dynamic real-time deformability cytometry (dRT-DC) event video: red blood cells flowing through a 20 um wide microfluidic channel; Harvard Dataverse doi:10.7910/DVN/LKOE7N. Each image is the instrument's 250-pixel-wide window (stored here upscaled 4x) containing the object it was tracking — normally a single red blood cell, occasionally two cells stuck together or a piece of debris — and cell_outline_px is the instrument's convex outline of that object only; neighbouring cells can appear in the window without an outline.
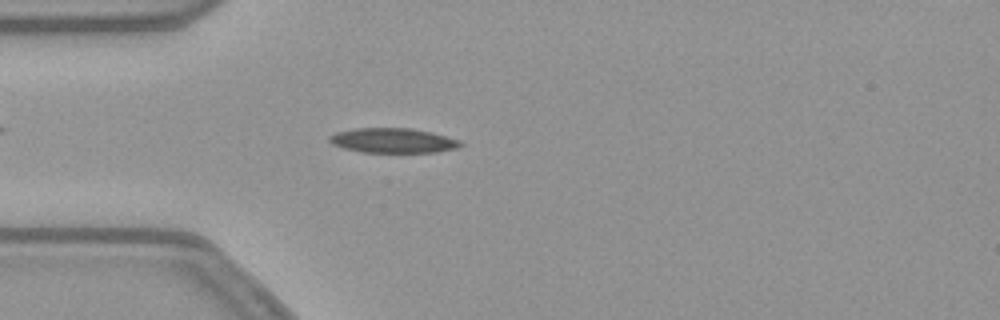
{"species": "common noctule bat (a hibernating species)", "species_latin": "Nyctalus noctula", "temperature_condition": "warm", "stored_images_in_passage": 53, "camera_frame_rate_fps": 3000, "um_per_image_px": 0.085, "animal": {"sex": "female", "body_mass_g": 21.9}, "frame": {"image": 1, "passage_image": 14, "time_ms": 4.333, "image_size_px": [1000, 320], "cell_outline_px": [[464, 144], [456, 148], [436, 152], [360, 152], [344, 148], [332, 144], [328, 140], [328, 136], [336, 132], [356, 128], [412, 128], [432, 132], [460, 140]], "centroid_in_image_um": [33.39, 11.94], "position_along_channel_um": 51.6, "area_um2": 18.96}}
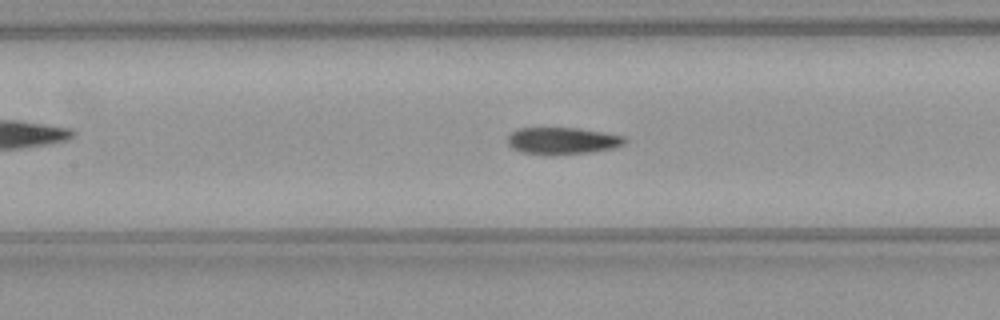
{"frame": {"image": 2, "passage_image": 23, "time_ms": 7.333, "image_size_px": [1000, 320], "cell_outline_px": [[628, 140], [624, 144], [612, 148], [592, 152], [552, 156], [520, 152], [512, 148], [508, 144], [508, 136], [512, 132], [520, 128], [580, 128], [604, 132], [624, 136]], "centroid_in_image_um": [47.81, 11.98], "position_along_channel_um": 159.6, "area_um2": 18.67}}
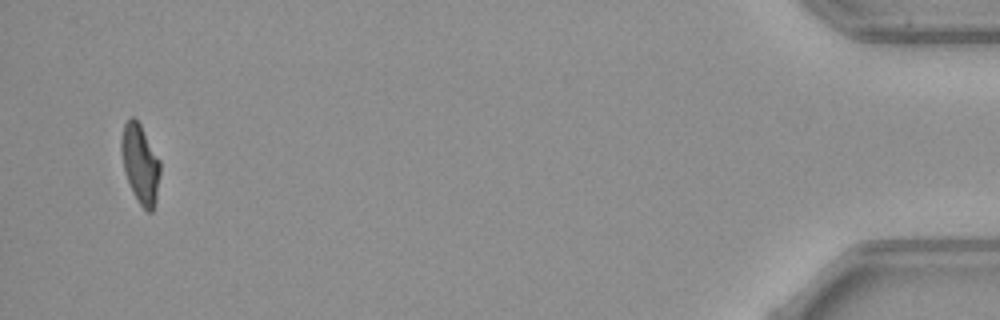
{"frame": {"image": 3, "passage_image": 51, "time_ms": 16.667, "image_size_px": [1000, 320], "cell_outline_px": [[160, 172], [156, 200], [152, 212], [148, 212], [140, 204], [132, 192], [124, 168], [120, 152], [120, 140], [124, 124], [132, 116], [140, 124], [160, 160]], "centroid_in_image_um": [11.91, 13.92], "position_along_channel_um": 423.3, "area_um2": 17.74}, "authors_computed_cell_mechanics": {"area_um2": 18.6694, "velocity_mm_per_s": 3.8124, "shape_relaxation_time_tau1_ms": null, "shape_relaxation_time_tau2_ms": 3.1049, "deformation_change_tau1": null, "deformation_change_tau2": 0.0958}}